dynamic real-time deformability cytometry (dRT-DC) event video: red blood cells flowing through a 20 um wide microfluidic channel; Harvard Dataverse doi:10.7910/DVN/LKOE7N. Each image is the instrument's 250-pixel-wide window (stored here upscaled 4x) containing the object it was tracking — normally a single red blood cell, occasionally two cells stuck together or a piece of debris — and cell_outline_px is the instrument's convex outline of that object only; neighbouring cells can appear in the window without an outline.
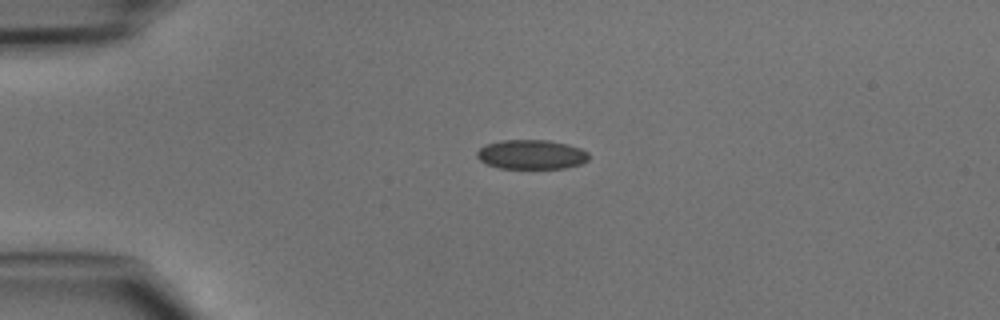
{"species": "common noctule bat (a hibernating species)", "species_latin": "Nyctalus noctula", "temperature_condition": "cold", "stored_images_in_passage": 47, "camera_frame_rate_fps": 3000, "um_per_image_px": 0.085, "animal": {"sex": "male", "body_mass_g": 15.6}, "frame": {"image": 1, "passage_image": 11, "time_ms": 3.333, "image_size_px": [1000, 320], "cell_outline_px": [[588, 160], [580, 164], [564, 168], [500, 168], [484, 164], [476, 156], [476, 152], [480, 148], [488, 144], [504, 140], [548, 140], [568, 144], [580, 148], [588, 152]], "centroid_in_image_um": [45.16, 13.13], "position_along_channel_um": 39.8, "area_um2": 19.13}}
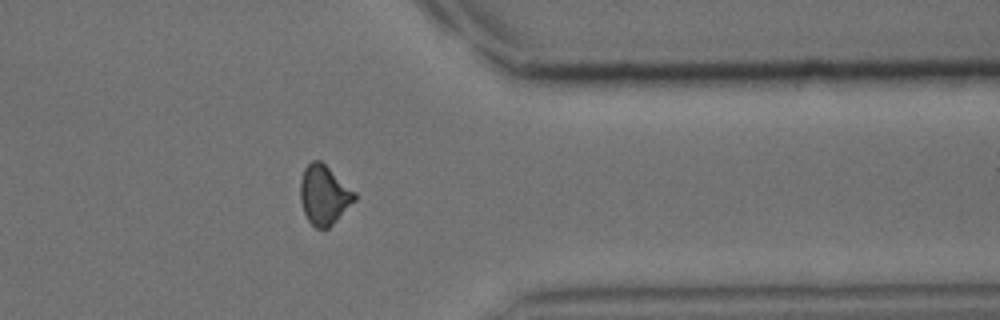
{"frame": {"image": 2, "passage_image": 38, "time_ms": 12.333, "image_size_px": [1000, 320], "cell_outline_px": [[356, 200], [328, 228], [316, 228], [308, 220], [304, 212], [300, 200], [300, 180], [304, 168], [312, 160], [320, 160], [356, 192]], "centroid_in_image_um": [27.54, 16.55], "position_along_channel_um": 383.9, "area_um2": 18.67}}
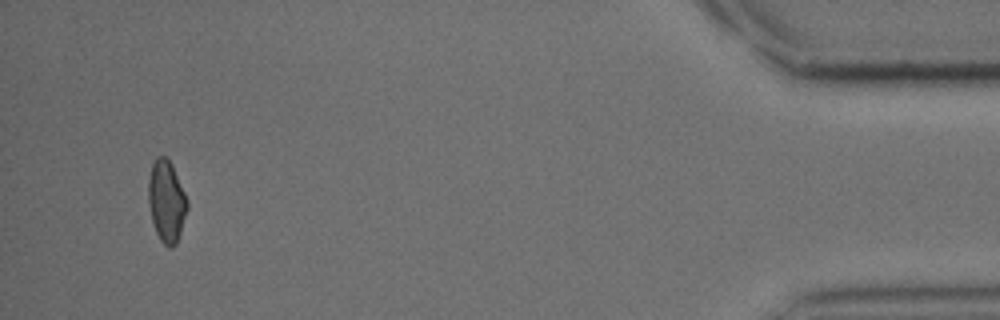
{"frame": {"image": 3, "passage_image": 45, "time_ms": 14.667, "image_size_px": [1000, 320], "cell_outline_px": [[188, 208], [176, 244], [172, 248], [168, 248], [160, 240], [156, 232], [152, 220], [148, 204], [148, 180], [152, 164], [156, 156], [164, 156], [172, 164], [188, 200]], "centroid_in_image_um": [14.15, 17.11], "position_along_channel_um": 421.1, "area_um2": 18.55}}